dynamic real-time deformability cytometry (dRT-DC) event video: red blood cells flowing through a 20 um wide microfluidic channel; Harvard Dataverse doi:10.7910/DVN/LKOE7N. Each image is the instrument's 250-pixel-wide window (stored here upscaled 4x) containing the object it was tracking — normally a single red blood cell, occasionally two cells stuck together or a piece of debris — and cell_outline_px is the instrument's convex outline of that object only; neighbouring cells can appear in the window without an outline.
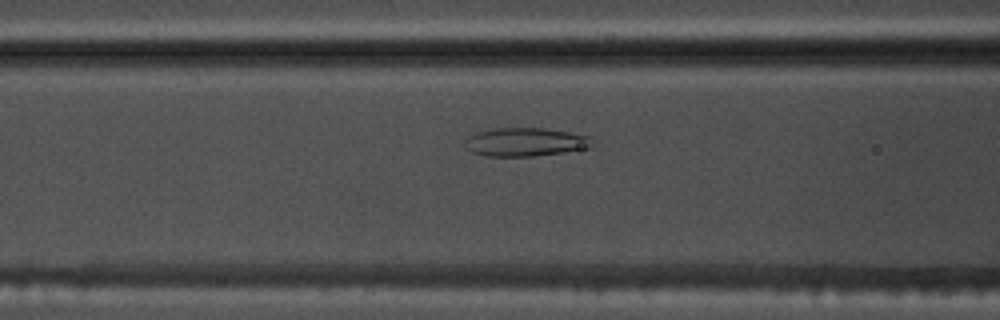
{"species": "common noctule bat (a hibernating species)", "species_latin": "Nyctalus noctula", "temperature_condition": "warm", "stored_images_in_passage": 41, "camera_frame_rate_fps": 3000, "um_per_image_px": 0.085, "animal": {"sex": "male", "body_mass_g": 17.5, "forearm_length_mm": 52.3}, "frame": {"image": 1, "passage_image": 9, "time_ms": 2.667, "image_size_px": [1000, 320], "cell_outline_px": [[596, 148], [532, 156], [484, 156], [472, 152], [464, 148], [464, 140], [468, 136], [476, 132], [496, 128], [544, 128], [568, 132], [588, 136], [596, 144]], "centroid_in_image_um": [44.67, 12.08], "position_along_channel_um": 121.9, "area_um2": 21.5}}
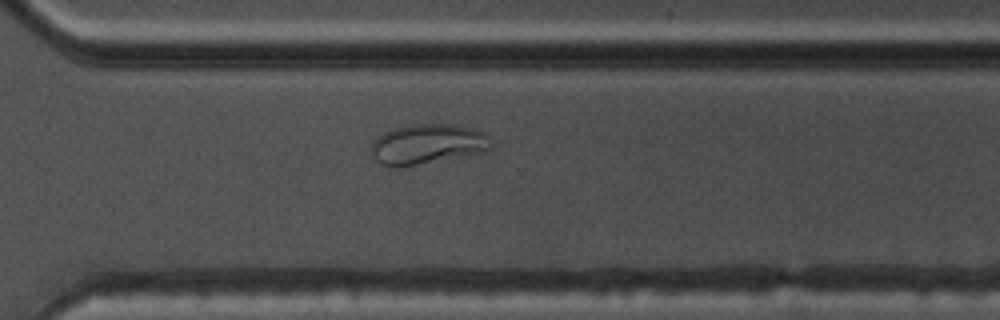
{"frame": {"image": 2, "passage_image": 26, "time_ms": 8.333, "image_size_px": [1000, 320], "cell_outline_px": [[492, 148], [484, 152], [464, 156], [400, 168], [388, 168], [380, 164], [376, 160], [372, 152], [372, 144], [384, 132], [396, 128], [412, 124], [456, 124], [472, 128], [488, 136], [492, 144]], "centroid_in_image_um": [36.35, 12.27], "position_along_channel_um": 334.3, "area_um2": 28.09}}
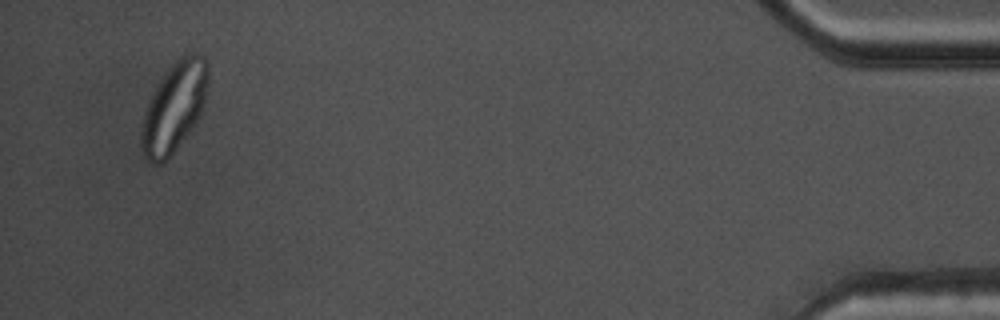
{"frame": {"image": 3, "passage_image": 39, "time_ms": 12.667, "image_size_px": [1000, 320], "cell_outline_px": [[208, 84], [204, 108], [196, 124], [164, 164], [152, 164], [144, 156], [140, 148], [140, 132], [144, 112], [152, 92], [168, 68], [184, 52], [200, 52], [208, 60]], "centroid_in_image_um": [14.82, 9.1], "position_along_channel_um": 420.4, "area_um2": 35.78}}